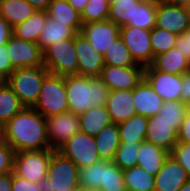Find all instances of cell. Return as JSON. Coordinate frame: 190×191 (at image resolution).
Masks as SVG:
<instances>
[{
  "mask_svg": "<svg viewBox=\"0 0 190 191\" xmlns=\"http://www.w3.org/2000/svg\"><path fill=\"white\" fill-rule=\"evenodd\" d=\"M4 141L15 153L49 149L46 118L32 107H23L4 125Z\"/></svg>",
  "mask_w": 190,
  "mask_h": 191,
  "instance_id": "1",
  "label": "cell"
},
{
  "mask_svg": "<svg viewBox=\"0 0 190 191\" xmlns=\"http://www.w3.org/2000/svg\"><path fill=\"white\" fill-rule=\"evenodd\" d=\"M65 86L70 112L81 114L90 107L106 106L110 89L100 76H65Z\"/></svg>",
  "mask_w": 190,
  "mask_h": 191,
  "instance_id": "2",
  "label": "cell"
},
{
  "mask_svg": "<svg viewBox=\"0 0 190 191\" xmlns=\"http://www.w3.org/2000/svg\"><path fill=\"white\" fill-rule=\"evenodd\" d=\"M49 71L44 66L16 68L5 80L24 107H33Z\"/></svg>",
  "mask_w": 190,
  "mask_h": 191,
  "instance_id": "3",
  "label": "cell"
},
{
  "mask_svg": "<svg viewBox=\"0 0 190 191\" xmlns=\"http://www.w3.org/2000/svg\"><path fill=\"white\" fill-rule=\"evenodd\" d=\"M78 169L72 160L55 151L46 179L37 185L40 191H76L79 188Z\"/></svg>",
  "mask_w": 190,
  "mask_h": 191,
  "instance_id": "4",
  "label": "cell"
},
{
  "mask_svg": "<svg viewBox=\"0 0 190 191\" xmlns=\"http://www.w3.org/2000/svg\"><path fill=\"white\" fill-rule=\"evenodd\" d=\"M32 108L45 118L68 112L65 76L49 73L43 80L40 95Z\"/></svg>",
  "mask_w": 190,
  "mask_h": 191,
  "instance_id": "5",
  "label": "cell"
},
{
  "mask_svg": "<svg viewBox=\"0 0 190 191\" xmlns=\"http://www.w3.org/2000/svg\"><path fill=\"white\" fill-rule=\"evenodd\" d=\"M44 67L51 74L78 75L75 37L55 42L43 52Z\"/></svg>",
  "mask_w": 190,
  "mask_h": 191,
  "instance_id": "6",
  "label": "cell"
},
{
  "mask_svg": "<svg viewBox=\"0 0 190 191\" xmlns=\"http://www.w3.org/2000/svg\"><path fill=\"white\" fill-rule=\"evenodd\" d=\"M56 150L19 151L15 153L13 174L31 182L46 179L52 154Z\"/></svg>",
  "mask_w": 190,
  "mask_h": 191,
  "instance_id": "7",
  "label": "cell"
},
{
  "mask_svg": "<svg viewBox=\"0 0 190 191\" xmlns=\"http://www.w3.org/2000/svg\"><path fill=\"white\" fill-rule=\"evenodd\" d=\"M57 151L72 160L78 168L87 167L100 160L94 137L81 131L67 140Z\"/></svg>",
  "mask_w": 190,
  "mask_h": 191,
  "instance_id": "8",
  "label": "cell"
},
{
  "mask_svg": "<svg viewBox=\"0 0 190 191\" xmlns=\"http://www.w3.org/2000/svg\"><path fill=\"white\" fill-rule=\"evenodd\" d=\"M151 30L128 25L120 27V36L136 64L150 66L154 60L150 42Z\"/></svg>",
  "mask_w": 190,
  "mask_h": 191,
  "instance_id": "9",
  "label": "cell"
},
{
  "mask_svg": "<svg viewBox=\"0 0 190 191\" xmlns=\"http://www.w3.org/2000/svg\"><path fill=\"white\" fill-rule=\"evenodd\" d=\"M46 122L50 148L56 151L80 131L79 115L70 111L47 117Z\"/></svg>",
  "mask_w": 190,
  "mask_h": 191,
  "instance_id": "10",
  "label": "cell"
},
{
  "mask_svg": "<svg viewBox=\"0 0 190 191\" xmlns=\"http://www.w3.org/2000/svg\"><path fill=\"white\" fill-rule=\"evenodd\" d=\"M6 46L14 69L44 66L43 52L38 43L25 41L12 35Z\"/></svg>",
  "mask_w": 190,
  "mask_h": 191,
  "instance_id": "11",
  "label": "cell"
},
{
  "mask_svg": "<svg viewBox=\"0 0 190 191\" xmlns=\"http://www.w3.org/2000/svg\"><path fill=\"white\" fill-rule=\"evenodd\" d=\"M80 34L95 51L104 55L113 41L120 36V26L110 20L90 22L82 25Z\"/></svg>",
  "mask_w": 190,
  "mask_h": 191,
  "instance_id": "12",
  "label": "cell"
},
{
  "mask_svg": "<svg viewBox=\"0 0 190 191\" xmlns=\"http://www.w3.org/2000/svg\"><path fill=\"white\" fill-rule=\"evenodd\" d=\"M144 79L164 102L181 101L182 75L155 70L150 65L144 67Z\"/></svg>",
  "mask_w": 190,
  "mask_h": 191,
  "instance_id": "13",
  "label": "cell"
},
{
  "mask_svg": "<svg viewBox=\"0 0 190 191\" xmlns=\"http://www.w3.org/2000/svg\"><path fill=\"white\" fill-rule=\"evenodd\" d=\"M100 77L110 90H130L135 88L144 78V67L105 65Z\"/></svg>",
  "mask_w": 190,
  "mask_h": 191,
  "instance_id": "14",
  "label": "cell"
},
{
  "mask_svg": "<svg viewBox=\"0 0 190 191\" xmlns=\"http://www.w3.org/2000/svg\"><path fill=\"white\" fill-rule=\"evenodd\" d=\"M156 18V27L178 36L190 25V8L163 2L157 7Z\"/></svg>",
  "mask_w": 190,
  "mask_h": 191,
  "instance_id": "15",
  "label": "cell"
},
{
  "mask_svg": "<svg viewBox=\"0 0 190 191\" xmlns=\"http://www.w3.org/2000/svg\"><path fill=\"white\" fill-rule=\"evenodd\" d=\"M75 49L78 58V75L98 77L104 68L103 55L95 51L80 33L75 35Z\"/></svg>",
  "mask_w": 190,
  "mask_h": 191,
  "instance_id": "16",
  "label": "cell"
},
{
  "mask_svg": "<svg viewBox=\"0 0 190 191\" xmlns=\"http://www.w3.org/2000/svg\"><path fill=\"white\" fill-rule=\"evenodd\" d=\"M189 179L185 169L169 154L155 176L154 191H179Z\"/></svg>",
  "mask_w": 190,
  "mask_h": 191,
  "instance_id": "17",
  "label": "cell"
},
{
  "mask_svg": "<svg viewBox=\"0 0 190 191\" xmlns=\"http://www.w3.org/2000/svg\"><path fill=\"white\" fill-rule=\"evenodd\" d=\"M145 141H148L169 153L178 142V132L158 115L148 118Z\"/></svg>",
  "mask_w": 190,
  "mask_h": 191,
  "instance_id": "18",
  "label": "cell"
},
{
  "mask_svg": "<svg viewBox=\"0 0 190 191\" xmlns=\"http://www.w3.org/2000/svg\"><path fill=\"white\" fill-rule=\"evenodd\" d=\"M133 101L136 114L147 118L158 115L164 103L160 95L144 78L133 88Z\"/></svg>",
  "mask_w": 190,
  "mask_h": 191,
  "instance_id": "19",
  "label": "cell"
},
{
  "mask_svg": "<svg viewBox=\"0 0 190 191\" xmlns=\"http://www.w3.org/2000/svg\"><path fill=\"white\" fill-rule=\"evenodd\" d=\"M106 107L113 123L119 124L127 121L136 114L133 89L110 90Z\"/></svg>",
  "mask_w": 190,
  "mask_h": 191,
  "instance_id": "20",
  "label": "cell"
},
{
  "mask_svg": "<svg viewBox=\"0 0 190 191\" xmlns=\"http://www.w3.org/2000/svg\"><path fill=\"white\" fill-rule=\"evenodd\" d=\"M169 154L168 151L148 141H143L137 152V165L149 174L156 176Z\"/></svg>",
  "mask_w": 190,
  "mask_h": 191,
  "instance_id": "21",
  "label": "cell"
},
{
  "mask_svg": "<svg viewBox=\"0 0 190 191\" xmlns=\"http://www.w3.org/2000/svg\"><path fill=\"white\" fill-rule=\"evenodd\" d=\"M79 121L80 131L93 137L113 123L106 106L90 107L86 112L79 114Z\"/></svg>",
  "mask_w": 190,
  "mask_h": 191,
  "instance_id": "22",
  "label": "cell"
},
{
  "mask_svg": "<svg viewBox=\"0 0 190 191\" xmlns=\"http://www.w3.org/2000/svg\"><path fill=\"white\" fill-rule=\"evenodd\" d=\"M94 140L100 160L113 161L120 145L118 124L104 127Z\"/></svg>",
  "mask_w": 190,
  "mask_h": 191,
  "instance_id": "23",
  "label": "cell"
},
{
  "mask_svg": "<svg viewBox=\"0 0 190 191\" xmlns=\"http://www.w3.org/2000/svg\"><path fill=\"white\" fill-rule=\"evenodd\" d=\"M151 66L155 70L177 75L190 71V61L174 48L154 56Z\"/></svg>",
  "mask_w": 190,
  "mask_h": 191,
  "instance_id": "24",
  "label": "cell"
},
{
  "mask_svg": "<svg viewBox=\"0 0 190 191\" xmlns=\"http://www.w3.org/2000/svg\"><path fill=\"white\" fill-rule=\"evenodd\" d=\"M35 10L26 0H0V16L13 28L29 19Z\"/></svg>",
  "mask_w": 190,
  "mask_h": 191,
  "instance_id": "25",
  "label": "cell"
},
{
  "mask_svg": "<svg viewBox=\"0 0 190 191\" xmlns=\"http://www.w3.org/2000/svg\"><path fill=\"white\" fill-rule=\"evenodd\" d=\"M47 13L53 20H57V22L71 27L76 33H80L83 25L80 13L67 0H52Z\"/></svg>",
  "mask_w": 190,
  "mask_h": 191,
  "instance_id": "26",
  "label": "cell"
},
{
  "mask_svg": "<svg viewBox=\"0 0 190 191\" xmlns=\"http://www.w3.org/2000/svg\"><path fill=\"white\" fill-rule=\"evenodd\" d=\"M77 33L69 26L57 22L48 16L46 23L38 38V45L44 52L55 42L75 37Z\"/></svg>",
  "mask_w": 190,
  "mask_h": 191,
  "instance_id": "27",
  "label": "cell"
},
{
  "mask_svg": "<svg viewBox=\"0 0 190 191\" xmlns=\"http://www.w3.org/2000/svg\"><path fill=\"white\" fill-rule=\"evenodd\" d=\"M48 18L47 10H35L26 21L13 28V35L19 39L38 43V38Z\"/></svg>",
  "mask_w": 190,
  "mask_h": 191,
  "instance_id": "28",
  "label": "cell"
},
{
  "mask_svg": "<svg viewBox=\"0 0 190 191\" xmlns=\"http://www.w3.org/2000/svg\"><path fill=\"white\" fill-rule=\"evenodd\" d=\"M148 118L135 114L127 121L118 124L120 142L142 143L145 141Z\"/></svg>",
  "mask_w": 190,
  "mask_h": 191,
  "instance_id": "29",
  "label": "cell"
},
{
  "mask_svg": "<svg viewBox=\"0 0 190 191\" xmlns=\"http://www.w3.org/2000/svg\"><path fill=\"white\" fill-rule=\"evenodd\" d=\"M106 160H99L92 165L78 169L80 188L100 191L104 184Z\"/></svg>",
  "mask_w": 190,
  "mask_h": 191,
  "instance_id": "30",
  "label": "cell"
},
{
  "mask_svg": "<svg viewBox=\"0 0 190 191\" xmlns=\"http://www.w3.org/2000/svg\"><path fill=\"white\" fill-rule=\"evenodd\" d=\"M123 177L127 191H154L155 176L138 165L123 170Z\"/></svg>",
  "mask_w": 190,
  "mask_h": 191,
  "instance_id": "31",
  "label": "cell"
},
{
  "mask_svg": "<svg viewBox=\"0 0 190 191\" xmlns=\"http://www.w3.org/2000/svg\"><path fill=\"white\" fill-rule=\"evenodd\" d=\"M23 107L11 87L6 81H2L0 83V122L5 125Z\"/></svg>",
  "mask_w": 190,
  "mask_h": 191,
  "instance_id": "32",
  "label": "cell"
},
{
  "mask_svg": "<svg viewBox=\"0 0 190 191\" xmlns=\"http://www.w3.org/2000/svg\"><path fill=\"white\" fill-rule=\"evenodd\" d=\"M103 58L105 65L115 67L141 66L135 63L121 36L113 41Z\"/></svg>",
  "mask_w": 190,
  "mask_h": 191,
  "instance_id": "33",
  "label": "cell"
},
{
  "mask_svg": "<svg viewBox=\"0 0 190 191\" xmlns=\"http://www.w3.org/2000/svg\"><path fill=\"white\" fill-rule=\"evenodd\" d=\"M139 3V0L110 1L108 20L120 27L133 23L134 8L138 6Z\"/></svg>",
  "mask_w": 190,
  "mask_h": 191,
  "instance_id": "34",
  "label": "cell"
},
{
  "mask_svg": "<svg viewBox=\"0 0 190 191\" xmlns=\"http://www.w3.org/2000/svg\"><path fill=\"white\" fill-rule=\"evenodd\" d=\"M190 106L182 101H166L163 103L158 116L172 125L179 132L181 124Z\"/></svg>",
  "mask_w": 190,
  "mask_h": 191,
  "instance_id": "35",
  "label": "cell"
},
{
  "mask_svg": "<svg viewBox=\"0 0 190 191\" xmlns=\"http://www.w3.org/2000/svg\"><path fill=\"white\" fill-rule=\"evenodd\" d=\"M109 9L110 0H88L80 14L82 24L108 20Z\"/></svg>",
  "mask_w": 190,
  "mask_h": 191,
  "instance_id": "36",
  "label": "cell"
},
{
  "mask_svg": "<svg viewBox=\"0 0 190 191\" xmlns=\"http://www.w3.org/2000/svg\"><path fill=\"white\" fill-rule=\"evenodd\" d=\"M157 7L145 3H139L134 8L133 23L128 26L152 30L156 26Z\"/></svg>",
  "mask_w": 190,
  "mask_h": 191,
  "instance_id": "37",
  "label": "cell"
},
{
  "mask_svg": "<svg viewBox=\"0 0 190 191\" xmlns=\"http://www.w3.org/2000/svg\"><path fill=\"white\" fill-rule=\"evenodd\" d=\"M176 40L177 35L155 26L150 34L153 55H160L174 48Z\"/></svg>",
  "mask_w": 190,
  "mask_h": 191,
  "instance_id": "38",
  "label": "cell"
},
{
  "mask_svg": "<svg viewBox=\"0 0 190 191\" xmlns=\"http://www.w3.org/2000/svg\"><path fill=\"white\" fill-rule=\"evenodd\" d=\"M140 143L120 142L113 162L122 170L137 166V152Z\"/></svg>",
  "mask_w": 190,
  "mask_h": 191,
  "instance_id": "39",
  "label": "cell"
},
{
  "mask_svg": "<svg viewBox=\"0 0 190 191\" xmlns=\"http://www.w3.org/2000/svg\"><path fill=\"white\" fill-rule=\"evenodd\" d=\"M100 191H127L125 188L123 170L113 161H106L104 184Z\"/></svg>",
  "mask_w": 190,
  "mask_h": 191,
  "instance_id": "40",
  "label": "cell"
},
{
  "mask_svg": "<svg viewBox=\"0 0 190 191\" xmlns=\"http://www.w3.org/2000/svg\"><path fill=\"white\" fill-rule=\"evenodd\" d=\"M14 149L5 141L0 143V175L13 172Z\"/></svg>",
  "mask_w": 190,
  "mask_h": 191,
  "instance_id": "41",
  "label": "cell"
},
{
  "mask_svg": "<svg viewBox=\"0 0 190 191\" xmlns=\"http://www.w3.org/2000/svg\"><path fill=\"white\" fill-rule=\"evenodd\" d=\"M170 155L179 162L190 177V143L178 141L170 152Z\"/></svg>",
  "mask_w": 190,
  "mask_h": 191,
  "instance_id": "42",
  "label": "cell"
},
{
  "mask_svg": "<svg viewBox=\"0 0 190 191\" xmlns=\"http://www.w3.org/2000/svg\"><path fill=\"white\" fill-rule=\"evenodd\" d=\"M15 69L7 53L6 44L0 46V79L5 81Z\"/></svg>",
  "mask_w": 190,
  "mask_h": 191,
  "instance_id": "43",
  "label": "cell"
},
{
  "mask_svg": "<svg viewBox=\"0 0 190 191\" xmlns=\"http://www.w3.org/2000/svg\"><path fill=\"white\" fill-rule=\"evenodd\" d=\"M174 49L178 50L182 56H185L190 61V25L183 34L177 36Z\"/></svg>",
  "mask_w": 190,
  "mask_h": 191,
  "instance_id": "44",
  "label": "cell"
},
{
  "mask_svg": "<svg viewBox=\"0 0 190 191\" xmlns=\"http://www.w3.org/2000/svg\"><path fill=\"white\" fill-rule=\"evenodd\" d=\"M12 191H40L37 183L28 181L13 174Z\"/></svg>",
  "mask_w": 190,
  "mask_h": 191,
  "instance_id": "45",
  "label": "cell"
},
{
  "mask_svg": "<svg viewBox=\"0 0 190 191\" xmlns=\"http://www.w3.org/2000/svg\"><path fill=\"white\" fill-rule=\"evenodd\" d=\"M178 141L190 143V108L187 110L185 118L178 132Z\"/></svg>",
  "mask_w": 190,
  "mask_h": 191,
  "instance_id": "46",
  "label": "cell"
},
{
  "mask_svg": "<svg viewBox=\"0 0 190 191\" xmlns=\"http://www.w3.org/2000/svg\"><path fill=\"white\" fill-rule=\"evenodd\" d=\"M13 35V27L0 16V46L7 44Z\"/></svg>",
  "mask_w": 190,
  "mask_h": 191,
  "instance_id": "47",
  "label": "cell"
},
{
  "mask_svg": "<svg viewBox=\"0 0 190 191\" xmlns=\"http://www.w3.org/2000/svg\"><path fill=\"white\" fill-rule=\"evenodd\" d=\"M181 101L190 105V71L182 74Z\"/></svg>",
  "mask_w": 190,
  "mask_h": 191,
  "instance_id": "48",
  "label": "cell"
},
{
  "mask_svg": "<svg viewBox=\"0 0 190 191\" xmlns=\"http://www.w3.org/2000/svg\"><path fill=\"white\" fill-rule=\"evenodd\" d=\"M13 172L0 175V191H12Z\"/></svg>",
  "mask_w": 190,
  "mask_h": 191,
  "instance_id": "49",
  "label": "cell"
},
{
  "mask_svg": "<svg viewBox=\"0 0 190 191\" xmlns=\"http://www.w3.org/2000/svg\"><path fill=\"white\" fill-rule=\"evenodd\" d=\"M37 10H47L52 0H26Z\"/></svg>",
  "mask_w": 190,
  "mask_h": 191,
  "instance_id": "50",
  "label": "cell"
},
{
  "mask_svg": "<svg viewBox=\"0 0 190 191\" xmlns=\"http://www.w3.org/2000/svg\"><path fill=\"white\" fill-rule=\"evenodd\" d=\"M68 3L78 12L82 13L83 9L85 8L88 0H67Z\"/></svg>",
  "mask_w": 190,
  "mask_h": 191,
  "instance_id": "51",
  "label": "cell"
},
{
  "mask_svg": "<svg viewBox=\"0 0 190 191\" xmlns=\"http://www.w3.org/2000/svg\"><path fill=\"white\" fill-rule=\"evenodd\" d=\"M165 2L176 6L190 8V0H165Z\"/></svg>",
  "mask_w": 190,
  "mask_h": 191,
  "instance_id": "52",
  "label": "cell"
},
{
  "mask_svg": "<svg viewBox=\"0 0 190 191\" xmlns=\"http://www.w3.org/2000/svg\"><path fill=\"white\" fill-rule=\"evenodd\" d=\"M141 3L153 5L155 7H158L160 4L165 2V0H139Z\"/></svg>",
  "mask_w": 190,
  "mask_h": 191,
  "instance_id": "53",
  "label": "cell"
},
{
  "mask_svg": "<svg viewBox=\"0 0 190 191\" xmlns=\"http://www.w3.org/2000/svg\"><path fill=\"white\" fill-rule=\"evenodd\" d=\"M179 191H190V179L183 184Z\"/></svg>",
  "mask_w": 190,
  "mask_h": 191,
  "instance_id": "54",
  "label": "cell"
},
{
  "mask_svg": "<svg viewBox=\"0 0 190 191\" xmlns=\"http://www.w3.org/2000/svg\"><path fill=\"white\" fill-rule=\"evenodd\" d=\"M4 141V125L0 122V143Z\"/></svg>",
  "mask_w": 190,
  "mask_h": 191,
  "instance_id": "55",
  "label": "cell"
},
{
  "mask_svg": "<svg viewBox=\"0 0 190 191\" xmlns=\"http://www.w3.org/2000/svg\"><path fill=\"white\" fill-rule=\"evenodd\" d=\"M76 191H95V190H90V189H84V188H78Z\"/></svg>",
  "mask_w": 190,
  "mask_h": 191,
  "instance_id": "56",
  "label": "cell"
}]
</instances>
